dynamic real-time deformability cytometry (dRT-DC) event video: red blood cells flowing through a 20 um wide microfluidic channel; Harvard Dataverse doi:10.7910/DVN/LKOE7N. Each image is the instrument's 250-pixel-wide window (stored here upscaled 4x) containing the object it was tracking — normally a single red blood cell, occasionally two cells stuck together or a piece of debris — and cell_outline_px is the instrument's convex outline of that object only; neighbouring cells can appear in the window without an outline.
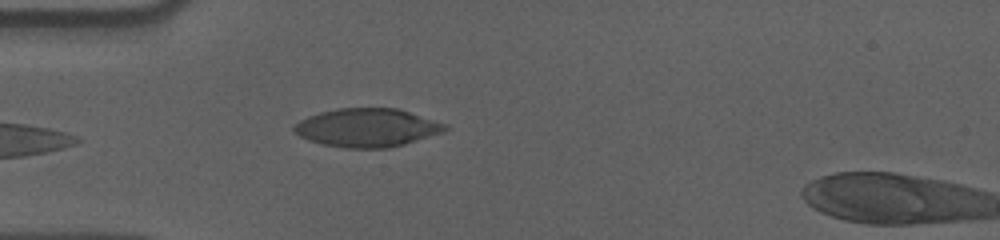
{"species": "human", "species_latin": "Homo sapiens", "temperature_condition": "cold", "stored_images_in_passage": 26, "camera_frame_rate_fps": 3000, "um_per_image_px": 0.085, "donor": {"sex": "male"}, "frame": {"image": 1, "passage_image": 1, "time_ms": 0.0, "image_size_px": [1000, 240], "cell_outline_px": [[448, 128], [444, 132], [404, 144], [388, 148], [344, 148], [324, 144], [308, 140], [292, 132], [292, 128], [300, 120], [308, 116], [320, 112], [336, 108], [400, 108], [448, 124]], "centroid_in_image_um": [31.22, 10.84], "position_along_channel_um": 53.8, "area_um2": 34.04}}